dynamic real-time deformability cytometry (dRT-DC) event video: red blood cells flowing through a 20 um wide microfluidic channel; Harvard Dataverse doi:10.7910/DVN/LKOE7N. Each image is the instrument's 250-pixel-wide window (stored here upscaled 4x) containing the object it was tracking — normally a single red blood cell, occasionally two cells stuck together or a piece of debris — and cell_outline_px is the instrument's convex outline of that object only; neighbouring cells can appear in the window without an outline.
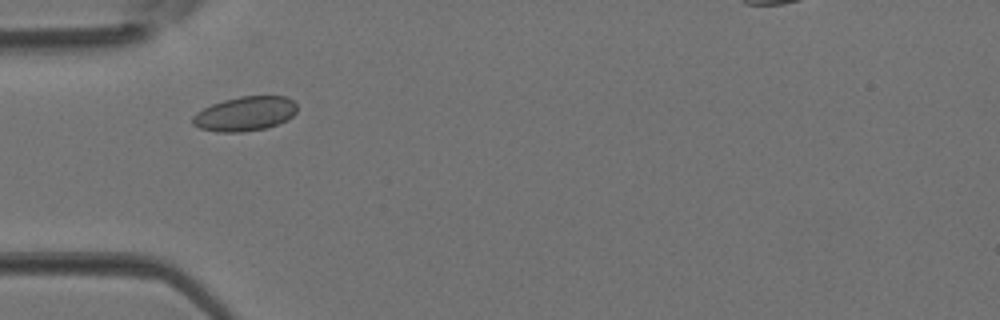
{"species": "Egyptian fruit bat (a non-hibernating species)", "species_latin": "Rousettus aegyptiacus", "temperature_condition": "room temperature", "stored_images_in_passage": 3, "camera_frame_rate_fps": 3000, "um_per_image_px": 0.085, "animal": {"sex": "female"}, "frame": {"image": 1, "passage_image": 2, "time_ms": 0.333, "image_size_px": [1000, 320], "cell_outline_px": [[296, 112], [288, 120], [268, 128], [240, 132], [216, 132], [200, 128], [192, 124], [192, 116], [196, 112], [212, 104], [224, 100], [240, 96], [284, 96], [292, 100], [296, 104]], "centroid_in_image_um": [20.82, 9.68], "position_along_channel_um": 64.2, "area_um2": 21.04}}
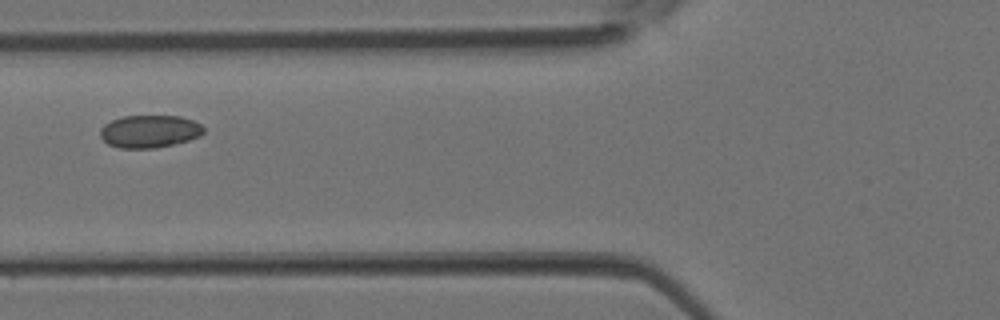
{"frame": {"image": 2, "passage_image": 3, "time_ms": 0.667, "image_size_px": [1000, 320], "cell_outline_px": [[204, 132], [200, 136], [188, 140], [156, 148], [120, 148], [108, 144], [100, 136], [100, 128], [104, 124], [112, 120], [124, 116], [180, 116], [192, 120], [200, 124], [204, 128]], "centroid_in_image_um": [12.7, 11.16], "position_along_channel_um": 113.1, "area_um2": 19.59}}